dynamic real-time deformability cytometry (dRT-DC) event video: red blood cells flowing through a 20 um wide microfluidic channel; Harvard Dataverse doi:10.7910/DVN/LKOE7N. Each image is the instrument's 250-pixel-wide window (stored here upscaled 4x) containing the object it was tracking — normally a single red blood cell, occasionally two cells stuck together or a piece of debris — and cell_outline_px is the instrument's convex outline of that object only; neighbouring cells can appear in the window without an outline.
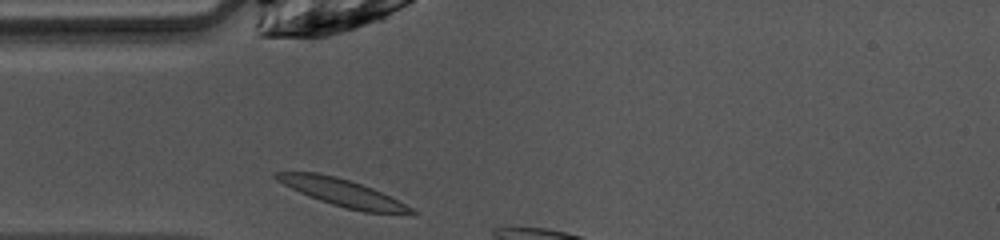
{"species": "common noctule bat (a hibernating species)", "species_latin": "Nyctalus noctula", "temperature_condition": "warm", "stored_images_in_passage": 5, "camera_frame_rate_fps": 3000, "um_per_image_px": 0.085, "animal": {"sex": "female", "body_mass_g": 10.0, "forearm_length_mm": 53.1}, "frame": {"image": 1, "passage_image": 1, "time_ms": 0.0, "image_size_px": [1000, 240], "cell_outline_px": [[420, 212], [416, 216], [364, 212], [344, 208], [308, 196], [276, 180], [272, 176], [272, 172], [316, 172], [336, 176], [372, 188]], "centroid_in_image_um": [29.17, 16.41], "position_along_channel_um": 55.8, "area_um2": 21.56}}
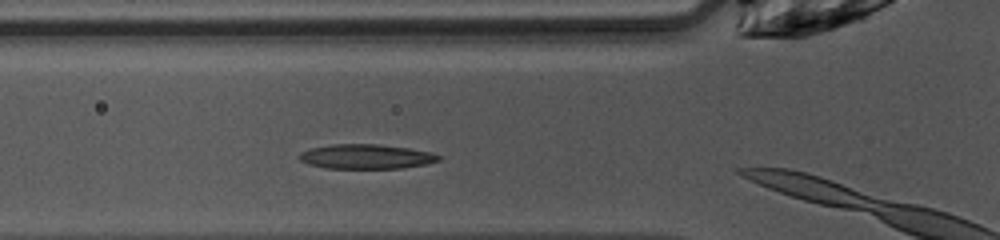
{"frame": {"image": 2, "passage_image": 4, "time_ms": 1.0, "image_size_px": [1000, 240], "cell_outline_px": [[440, 160], [428, 164], [404, 168], [324, 168], [308, 164], [300, 160], [300, 152], [312, 148], [332, 144], [376, 144], [408, 148], [432, 152], [440, 156]], "centroid_in_image_um": [31.15, 13.31], "position_along_channel_um": 94.7, "area_um2": 19.94}}